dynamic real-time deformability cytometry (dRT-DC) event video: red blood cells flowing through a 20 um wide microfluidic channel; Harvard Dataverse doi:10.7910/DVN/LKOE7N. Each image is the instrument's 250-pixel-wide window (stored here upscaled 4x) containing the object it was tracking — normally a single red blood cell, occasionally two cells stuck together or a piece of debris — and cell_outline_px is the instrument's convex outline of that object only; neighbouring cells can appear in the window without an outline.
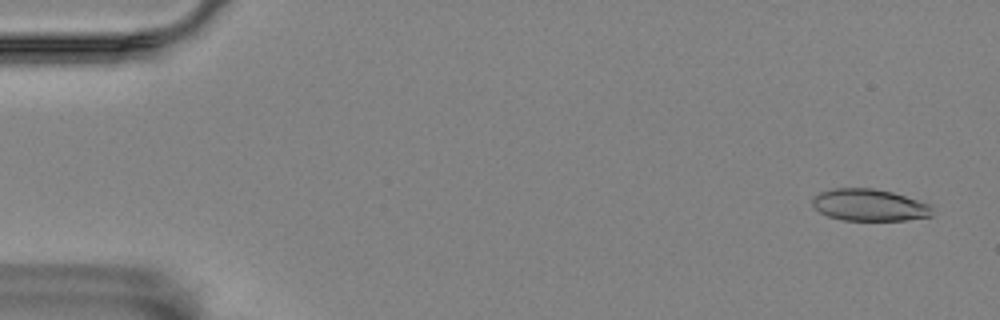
{"species": "Egyptian fruit bat (a non-hibernating species)", "species_latin": "Rousettus aegyptiacus", "temperature_condition": "room temperature", "stored_images_in_passage": 56, "camera_frame_rate_fps": 3000, "um_per_image_px": 0.085, "animal": {"sex": "female"}, "frame": {"image": 1, "passage_image": 3, "time_ms": 0.667, "image_size_px": [1000, 320], "cell_outline_px": [[932, 216], [908, 220], [844, 220], [828, 216], [820, 212], [812, 204], [812, 196], [820, 192], [832, 188], [872, 188], [892, 192], [932, 204]], "centroid_in_image_um": [73.91, 17.42], "position_along_channel_um": 11.1, "area_um2": 22.43}}
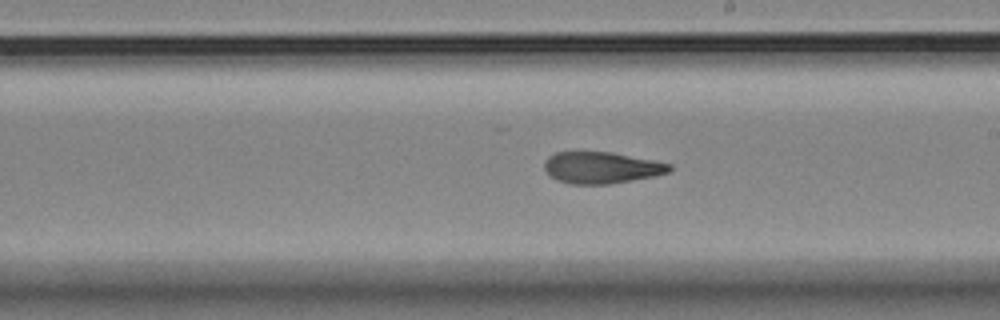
{"frame": {"image": 2, "passage_image": 33, "time_ms": 10.667, "image_size_px": [1000, 320], "cell_outline_px": [[672, 168], [668, 172], [656, 176], [608, 184], [568, 184], [556, 180], [544, 168], [544, 160], [548, 156], [556, 152], [612, 152], [672, 164]], "centroid_in_image_um": [51.11, 14.25], "position_along_channel_um": 237.9, "area_um2": 23.0}}
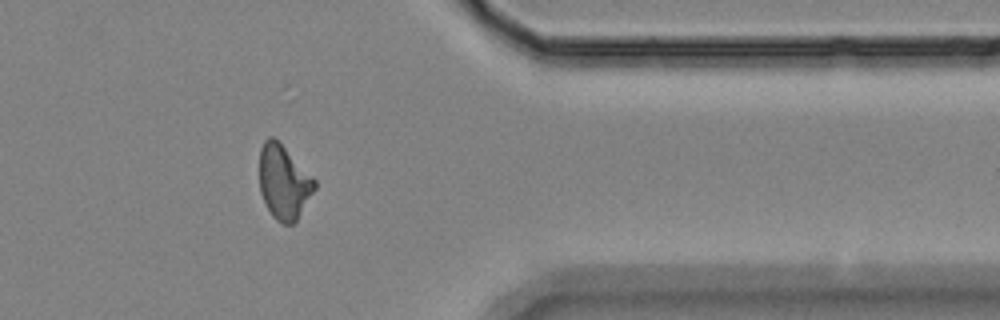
{"frame": {"image": 3, "passage_image": 47, "time_ms": 15.333, "image_size_px": [1000, 320], "cell_outline_px": [[316, 188], [296, 220], [292, 224], [284, 224], [276, 220], [272, 216], [260, 192], [260, 148], [264, 140], [268, 136], [272, 136], [316, 180]], "centroid_in_image_um": [24.11, 15.49], "position_along_channel_um": 387.3, "area_um2": 23.35}}